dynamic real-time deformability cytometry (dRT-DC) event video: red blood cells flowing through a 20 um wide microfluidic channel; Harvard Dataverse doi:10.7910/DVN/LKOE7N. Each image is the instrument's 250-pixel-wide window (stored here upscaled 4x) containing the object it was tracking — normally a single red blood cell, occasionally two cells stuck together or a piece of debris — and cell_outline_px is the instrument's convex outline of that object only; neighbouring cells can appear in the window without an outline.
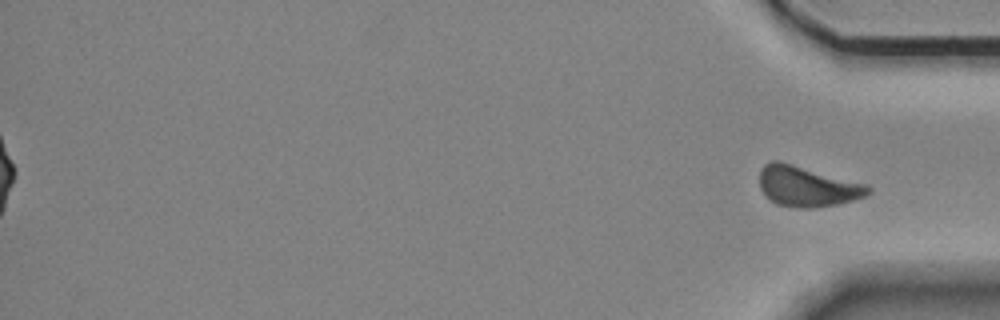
{"species": "Egyptian fruit bat (a non-hibernating species)", "species_latin": "Rousettus aegyptiacus", "temperature_condition": "room temperature", "stored_images_in_passage": 42, "segment_of_instrument_passage": [2, 2], "camera_frame_rate_fps": 3000, "um_per_image_px": 0.085, "animal": {"sex": "female"}, "frame": {"image": 1, "passage_image": 42, "time_ms": 13.667, "image_size_px": [1000, 320], "cell_outline_px": [[872, 192], [868, 196], [836, 204], [812, 208], [796, 208], [776, 204], [760, 188], [760, 168], [764, 164], [772, 160], [780, 160], [868, 184], [872, 188]], "centroid_in_image_um": [68.65, 15.82], "position_along_channel_um": 366.6, "area_um2": 25.89}}